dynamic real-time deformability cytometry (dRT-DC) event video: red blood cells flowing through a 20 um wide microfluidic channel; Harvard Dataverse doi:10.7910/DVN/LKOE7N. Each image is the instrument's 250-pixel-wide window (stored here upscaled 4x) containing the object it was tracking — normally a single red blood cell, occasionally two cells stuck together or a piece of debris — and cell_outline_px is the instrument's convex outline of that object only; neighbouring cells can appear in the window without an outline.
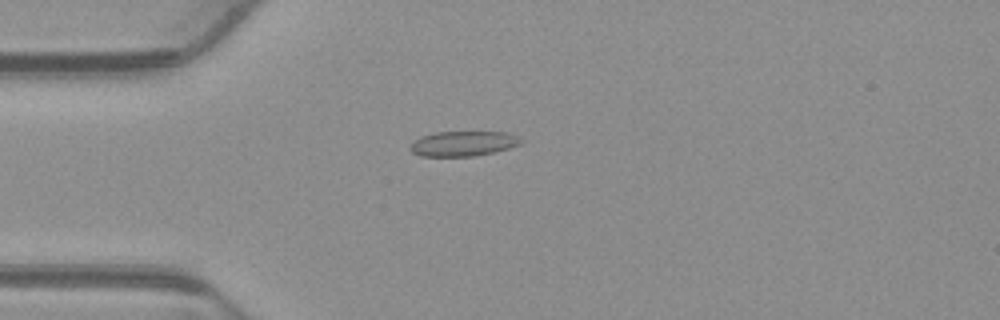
{"species": "common noctule bat (a hibernating species)", "species_latin": "Nyctalus noctula", "temperature_condition": "warm", "stored_images_in_passage": 53, "camera_frame_rate_fps": 3000, "um_per_image_px": 0.085, "animal": {"sex": "male", "body_mass_g": 23.1, "forearm_length_mm": 52.7}, "frame": {"image": 1, "passage_image": 14, "time_ms": 4.333, "image_size_px": [1000, 320], "cell_outline_px": [[524, 140], [520, 144], [508, 148], [492, 152], [472, 156], [420, 156], [412, 152], [408, 148], [420, 136], [436, 132], [508, 132]], "centroid_in_image_um": [39.36, 12.2], "position_along_channel_um": 45.6, "area_um2": 16.01}}
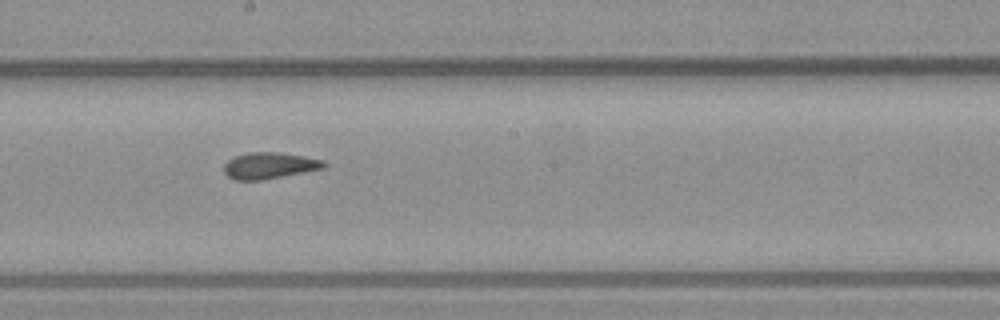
{"frame": {"image": 2, "passage_image": 29, "time_ms": 9.333, "image_size_px": [1000, 320], "cell_outline_px": [[328, 164], [324, 168], [260, 180], [232, 180], [224, 172], [224, 164], [228, 160], [236, 156], [248, 152], [280, 152], [304, 156], [324, 160]], "centroid_in_image_um": [22.89, 14.06], "position_along_channel_um": 225.3, "area_um2": 15.32}}
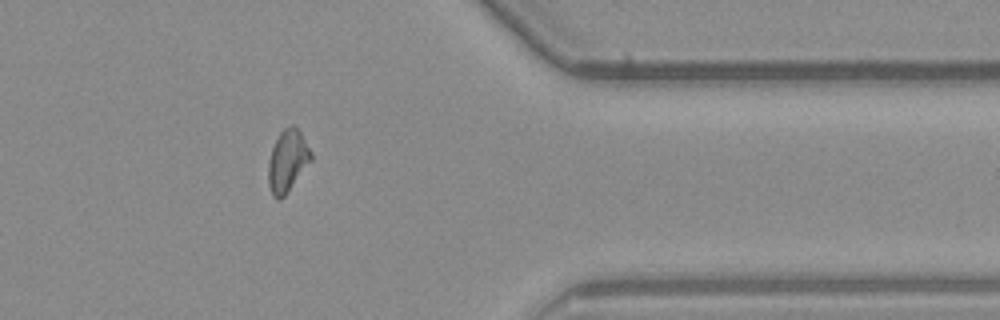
{"frame": {"image": 3, "passage_image": 43, "time_ms": 14.0, "image_size_px": [1000, 320], "cell_outline_px": [[312, 160], [284, 196], [280, 200], [276, 200], [272, 196], [268, 184], [268, 160], [272, 148], [280, 132], [284, 128], [292, 124], [300, 132], [312, 152]], "centroid_in_image_um": [24.42, 13.69], "position_along_channel_um": 387.0, "area_um2": 15.43}, "authors_computed_cell_mechanics": {"area_um2": 15.8372, "velocity_mm_per_s": 3.8777, "shape_relaxation_time_tau1_ms": null, "shape_relaxation_time_tau2_ms": 2.2491, "deformation_change_tau1": null, "deformation_change_tau2": 0.068}}